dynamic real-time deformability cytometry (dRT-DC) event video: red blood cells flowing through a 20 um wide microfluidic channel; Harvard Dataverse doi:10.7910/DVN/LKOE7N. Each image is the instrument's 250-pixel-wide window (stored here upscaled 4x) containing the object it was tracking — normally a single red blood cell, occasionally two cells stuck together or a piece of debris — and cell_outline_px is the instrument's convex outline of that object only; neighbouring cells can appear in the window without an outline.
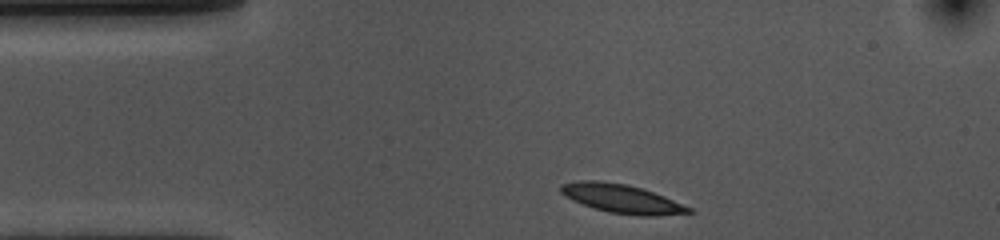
{"species": "common noctule bat (a hibernating species)", "species_latin": "Nyctalus noctula", "temperature_condition": "cold", "stored_images_in_passage": 34, "camera_frame_rate_fps": 3000, "um_per_image_px": 0.085, "animal": {"sex": "female", "body_mass_g": 10.0, "forearm_length_mm": 53.1}, "frame": {"image": 1, "passage_image": 1, "time_ms": 0.0, "image_size_px": [1000, 240], "cell_outline_px": [[696, 212], [656, 216], [640, 216], [608, 212], [572, 200], [564, 196], [560, 192], [560, 184], [580, 180], [596, 180], [628, 184], [664, 196], [692, 208]], "centroid_in_image_um": [52.85, 16.89], "position_along_channel_um": 32.2, "area_um2": 21.39}}
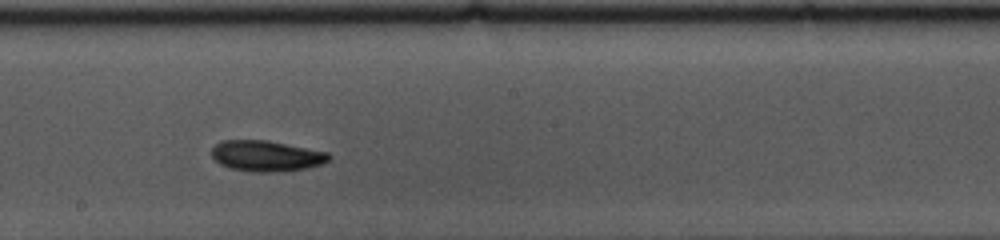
{"frame": {"image": 2, "passage_image": 20, "time_ms": 6.333, "image_size_px": [1000, 240], "cell_outline_px": [[332, 156], [324, 164], [308, 168], [276, 172], [252, 172], [232, 168], [220, 164], [212, 156], [212, 148], [220, 140], [268, 140], [328, 152]], "centroid_in_image_um": [22.67, 13.25], "position_along_channel_um": 225.5, "area_um2": 21.15}}
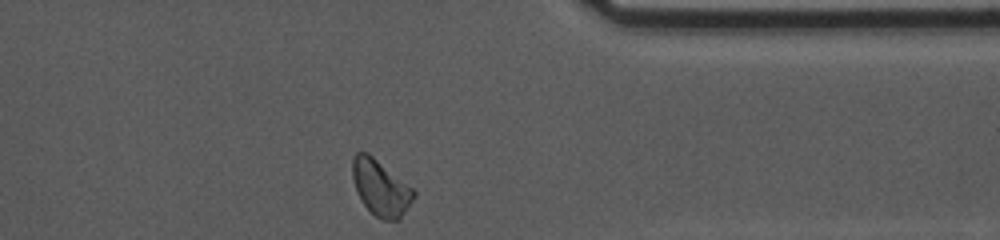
{"frame": {"image": 3, "passage_image": 34, "time_ms": 11.0, "image_size_px": [1000, 240], "cell_outline_px": [[416, 196], [400, 220], [384, 220], [376, 216], [360, 200], [356, 192], [352, 176], [352, 160], [356, 152], [368, 152], [416, 188]], "centroid_in_image_um": [32.4, 15.94], "position_along_channel_um": 379.0, "area_um2": 20.46}, "authors_computed_cell_mechanics": {"area_um2": 20.4034, "velocity_mm_per_s": 3.5721, "shape_relaxation_time_tau1_ms": 5.9879, "shape_relaxation_time_tau2_ms": 10.711, "deformation_change_tau1": 0.1211, "deformation_change_tau2": 0.1776}}